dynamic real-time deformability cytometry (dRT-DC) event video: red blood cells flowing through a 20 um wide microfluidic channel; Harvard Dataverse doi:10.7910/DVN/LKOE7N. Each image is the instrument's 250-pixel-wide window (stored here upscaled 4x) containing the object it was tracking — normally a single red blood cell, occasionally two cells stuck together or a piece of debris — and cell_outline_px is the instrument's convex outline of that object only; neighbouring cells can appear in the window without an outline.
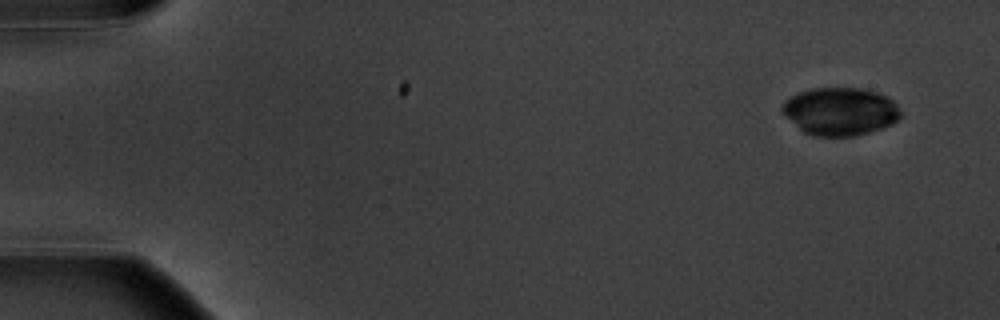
{"species": "common noctule bat (a hibernating species)", "species_latin": "Nyctalus noctula", "temperature_condition": "warm", "stored_images_in_passage": 5, "camera_frame_rate_fps": 3000, "um_per_image_px": 0.085, "animal": {"sex": "male", "body_mass_g": 20.1, "forearm_length_mm": 53.5}, "frame": {"image": 1, "passage_image": 1, "time_ms": 0.0, "image_size_px": [1000, 320], "cell_outline_px": [[900, 116], [892, 124], [868, 132], [852, 136], [812, 136], [804, 132], [784, 116], [780, 108], [784, 100], [788, 96], [812, 88], [860, 88], [876, 92], [888, 96], [900, 108]], "centroid_in_image_um": [71.37, 9.46], "position_along_channel_um": 13.6, "area_um2": 33.12}}